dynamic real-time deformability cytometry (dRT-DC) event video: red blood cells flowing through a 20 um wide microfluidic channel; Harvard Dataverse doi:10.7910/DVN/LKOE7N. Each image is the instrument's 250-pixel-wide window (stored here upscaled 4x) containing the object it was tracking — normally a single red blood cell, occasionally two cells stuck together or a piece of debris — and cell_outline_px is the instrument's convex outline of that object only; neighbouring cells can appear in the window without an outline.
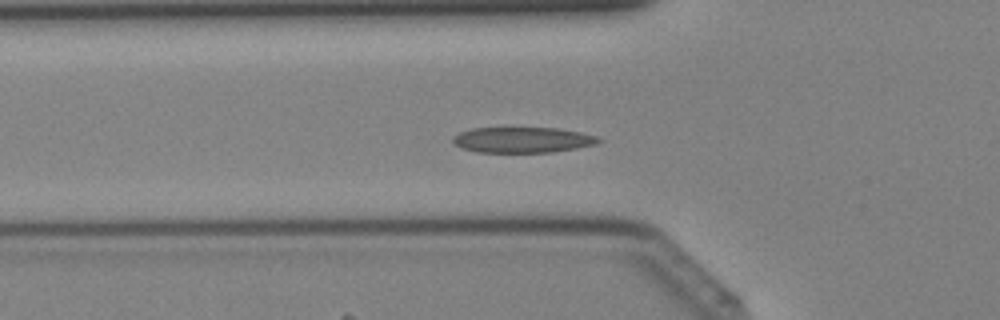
{"species": "Egyptian fruit bat (a non-hibernating species)", "species_latin": "Rousettus aegyptiacus", "temperature_condition": "cold", "stored_images_in_passage": 40, "camera_frame_rate_fps": 3000, "um_per_image_px": 0.085, "animal": {"sex": "female"}, "frame": {"image": 1, "passage_image": 13, "time_ms": 4.0, "image_size_px": [1000, 320], "cell_outline_px": [[604, 140], [596, 144], [576, 148], [552, 152], [476, 152], [464, 148], [456, 144], [452, 140], [452, 136], [460, 132], [472, 128], [508, 124], [560, 128], [580, 132], [596, 136]], "centroid_in_image_um": [44.4, 11.82], "position_along_channel_um": 81.4, "area_um2": 22.95}}
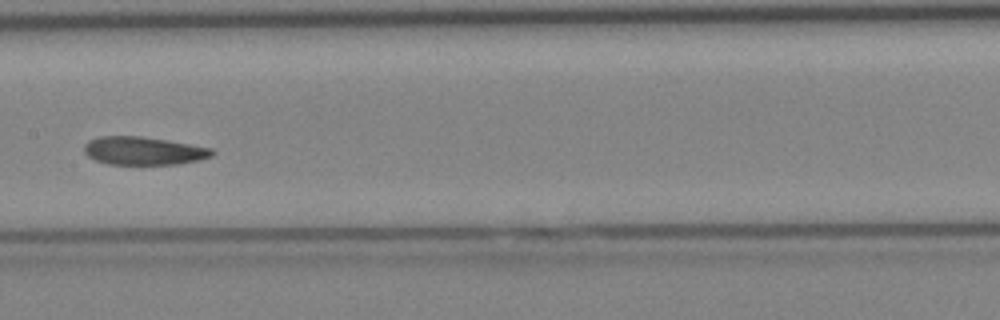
{"frame": {"image": 2, "passage_image": 20, "time_ms": 6.333, "image_size_px": [1000, 320], "cell_outline_px": [[216, 152], [212, 156], [180, 164], [108, 164], [96, 160], [88, 156], [84, 152], [84, 144], [88, 140], [100, 136], [140, 136], [168, 140], [212, 148]], "centroid_in_image_um": [12.19, 12.81], "position_along_channel_um": 195.2, "area_um2": 20.98}}
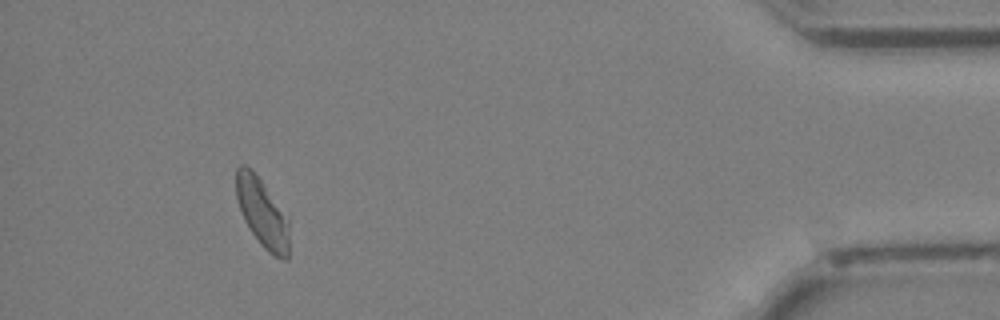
{"frame": {"image": 3, "passage_image": 37, "time_ms": 12.0, "image_size_px": [1000, 320], "cell_outline_px": [[288, 260], [284, 260], [272, 256], [260, 244], [244, 220], [236, 196], [236, 168], [240, 164], [244, 164], [264, 184], [288, 216]], "centroid_in_image_um": [22.3, 18.12], "position_along_channel_um": 412.9, "area_um2": 21.04}}